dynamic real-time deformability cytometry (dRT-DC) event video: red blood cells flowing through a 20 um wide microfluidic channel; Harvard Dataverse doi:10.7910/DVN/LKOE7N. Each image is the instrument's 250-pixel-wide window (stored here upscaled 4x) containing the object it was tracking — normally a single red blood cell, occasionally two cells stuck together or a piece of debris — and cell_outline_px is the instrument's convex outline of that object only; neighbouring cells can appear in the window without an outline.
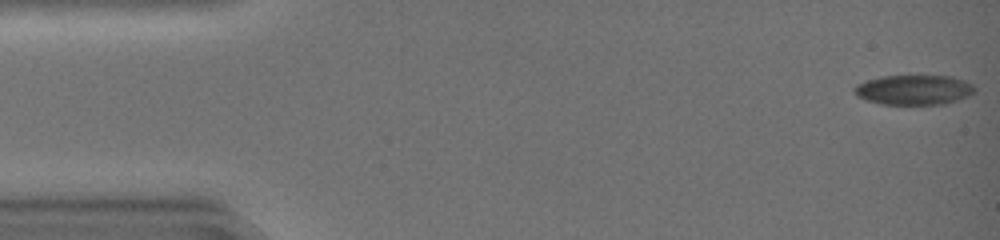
{"species": "common noctule bat (a hibernating species)", "species_latin": "Nyctalus noctula", "temperature_condition": "warm", "stored_images_in_passage": 13, "camera_frame_rate_fps": 3000, "um_per_image_px": 0.085, "animal": {"sex": "female", "body_mass_g": 19.0, "forearm_length_mm": 51.5}, "frame": {"image": 1, "passage_image": 1, "time_ms": 0.0, "image_size_px": [1000, 240], "cell_outline_px": [[976, 88], [968, 96], [944, 104], [880, 104], [856, 96], [852, 92], [852, 88], [856, 84], [880, 76], [952, 76], [964, 80], [972, 84]], "centroid_in_image_um": [77.64, 7.63], "position_along_channel_um": 7.4, "area_um2": 20.92}}
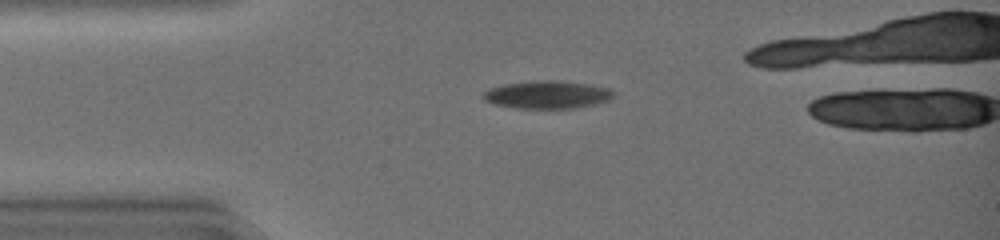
{"frame": {"image": 2, "passage_image": 11, "time_ms": 3.333, "image_size_px": [1000, 240], "cell_outline_px": [[616, 92], [608, 100], [596, 104], [576, 108], [512, 108], [492, 104], [484, 100], [480, 96], [488, 88], [504, 84], [536, 80], [560, 80], [592, 84], [608, 88]], "centroid_in_image_um": [46.49, 8.04], "position_along_channel_um": 38.5, "area_um2": 21.5}}